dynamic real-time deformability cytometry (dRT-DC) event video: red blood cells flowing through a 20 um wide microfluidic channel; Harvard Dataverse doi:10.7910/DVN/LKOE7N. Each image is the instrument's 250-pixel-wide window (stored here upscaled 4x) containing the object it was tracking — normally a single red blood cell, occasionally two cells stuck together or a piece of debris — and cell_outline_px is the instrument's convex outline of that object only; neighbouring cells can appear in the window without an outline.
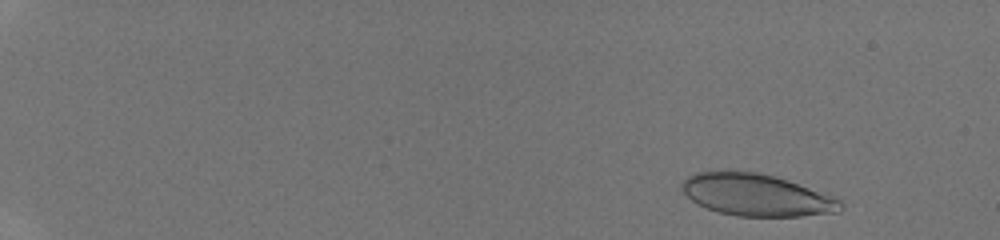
{"species": "human", "species_latin": "Homo sapiens", "temperature_condition": "room temperature", "stored_images_in_passage": 45, "camera_frame_rate_fps": 3000, "um_per_image_px": 0.085, "donor": {"sex": "male"}, "frame": {"image": 1, "passage_image": 4, "time_ms": 1.0, "image_size_px": [1000, 240], "cell_outline_px": [[844, 208], [840, 212], [800, 216], [736, 216], [720, 212], [696, 204], [680, 188], [680, 184], [688, 176], [696, 172], [756, 172], [788, 180], [832, 196], [840, 200], [844, 204]], "centroid_in_image_um": [64.32, 16.59], "position_along_channel_um": 20.7, "area_um2": 38.49}}
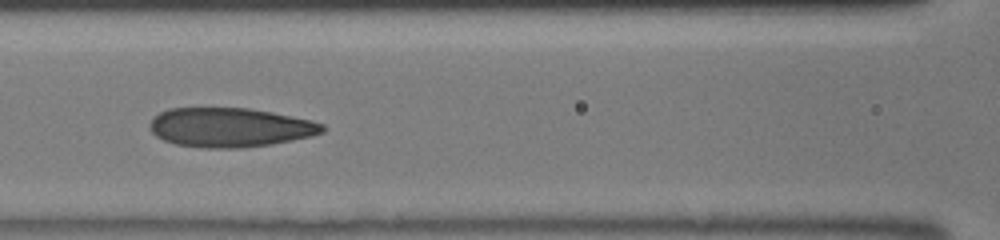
{"frame": {"image": 2, "passage_image": 23, "time_ms": 7.333, "image_size_px": [1000, 240], "cell_outline_px": [[324, 132], [312, 136], [272, 144], [244, 148], [200, 148], [176, 144], [164, 140], [156, 136], [152, 132], [148, 124], [152, 116], [168, 108], [248, 108], [272, 112], [312, 120], [324, 124]], "centroid_in_image_um": [19.53, 10.83], "position_along_channel_um": 147.1, "area_um2": 39.82}}
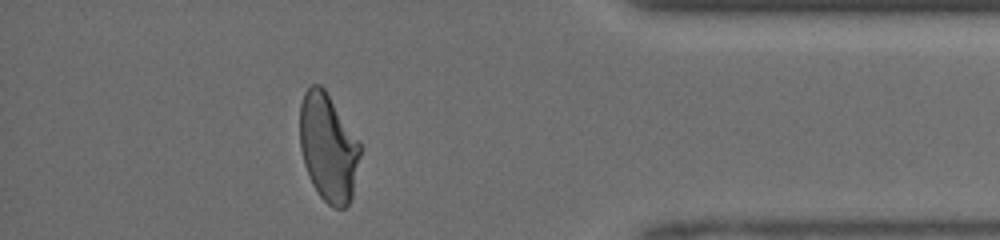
{"frame": {"image": 3, "passage_image": 41, "time_ms": 13.333, "image_size_px": [1000, 240], "cell_outline_px": [[364, 148], [352, 196], [348, 204], [344, 208], [332, 208], [320, 196], [312, 184], [308, 176], [304, 164], [300, 148], [300, 104], [304, 92], [312, 84], [320, 84], [324, 88], [360, 140]], "centroid_in_image_um": [27.94, 12.55], "position_along_channel_um": 407.3, "area_um2": 38.73}}